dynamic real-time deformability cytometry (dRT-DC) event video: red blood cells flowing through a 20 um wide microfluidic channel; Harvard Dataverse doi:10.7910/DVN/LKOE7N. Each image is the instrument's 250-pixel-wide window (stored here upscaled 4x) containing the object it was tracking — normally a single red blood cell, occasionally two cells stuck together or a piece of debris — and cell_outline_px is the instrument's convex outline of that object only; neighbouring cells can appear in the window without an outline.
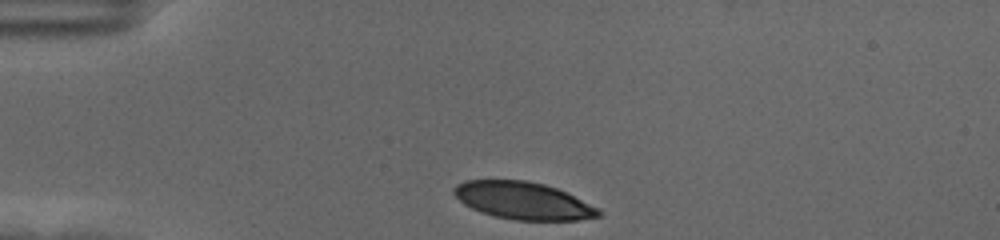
{"species": "human", "species_latin": "Homo sapiens", "temperature_condition": "cold", "stored_images_in_passage": 35, "camera_frame_rate_fps": 3000, "um_per_image_px": 0.085, "donor": {"sex": "female"}, "frame": {"image": 1, "passage_image": 1, "time_ms": 0.0, "image_size_px": [1000, 240], "cell_outline_px": [[600, 216], [576, 220], [516, 220], [492, 216], [480, 212], [464, 204], [452, 192], [452, 188], [456, 184], [464, 180], [524, 180], [544, 184], [556, 188], [600, 208]], "centroid_in_image_um": [44.43, 17.05], "position_along_channel_um": 40.6, "area_um2": 31.44}}
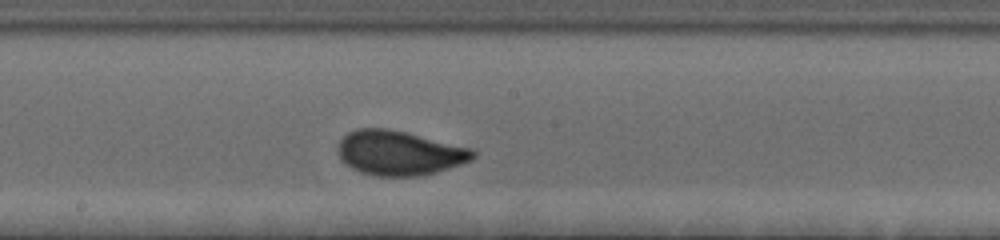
{"frame": {"image": 2, "passage_image": 19, "time_ms": 6.0, "image_size_px": [1000, 240], "cell_outline_px": [[476, 156], [472, 160], [436, 172], [420, 176], [372, 176], [360, 172], [352, 168], [340, 160], [340, 140], [348, 132], [356, 128], [388, 128], [472, 148], [476, 152]], "centroid_in_image_um": [33.95, 13.0], "position_along_channel_um": 214.3, "area_um2": 34.97}}
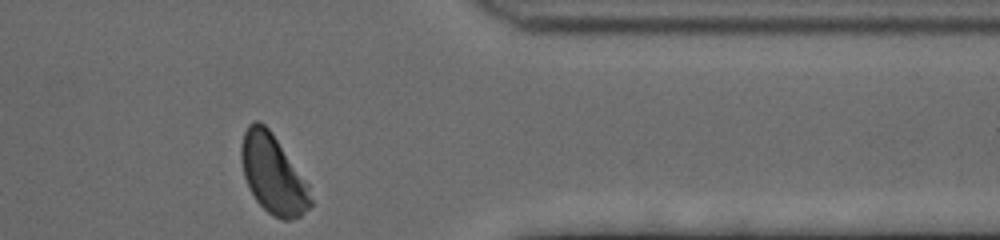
{"frame": {"image": 3, "passage_image": 35, "time_ms": 11.333, "image_size_px": [1000, 240], "cell_outline_px": [[312, 204], [300, 216], [288, 220], [280, 220], [272, 216], [256, 200], [244, 176], [240, 156], [240, 148], [244, 132], [248, 124], [256, 120], [264, 124], [272, 132], [308, 184], [312, 200]], "centroid_in_image_um": [23.19, 14.8], "position_along_channel_um": 388.2, "area_um2": 31.67}, "authors_computed_cell_mechanics": {"area_um2": 33.7552, "velocity_mm_per_s": 3.505, "shape_relaxation_time_tau1_ms": 2.7341, "shape_relaxation_time_tau2_ms": null, "deformation_change_tau1": 0.1254, "deformation_change_tau2": null}}